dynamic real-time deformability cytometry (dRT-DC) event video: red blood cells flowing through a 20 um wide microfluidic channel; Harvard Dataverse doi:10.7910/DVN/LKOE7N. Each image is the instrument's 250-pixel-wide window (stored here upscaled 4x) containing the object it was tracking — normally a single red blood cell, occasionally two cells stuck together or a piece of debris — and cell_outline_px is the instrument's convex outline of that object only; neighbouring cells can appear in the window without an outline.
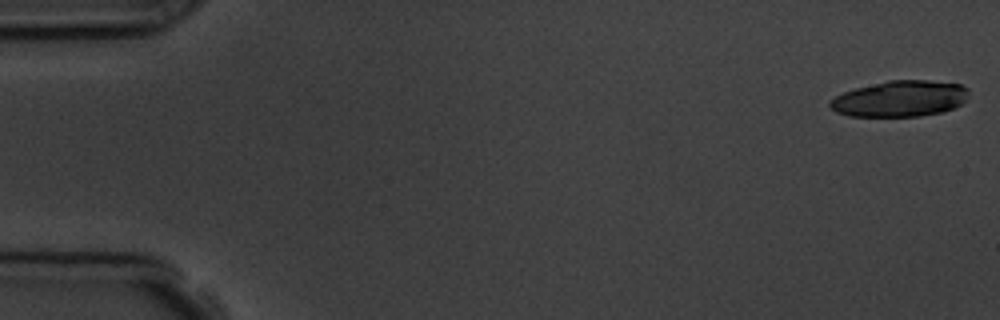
{"species": "common noctule bat (a hibernating species)", "species_latin": "Nyctalus noctula", "temperature_condition": "room temperature", "stored_images_in_passage": 4, "camera_frame_rate_fps": 3000, "um_per_image_px": 0.085, "animal": {"sex": "male", "body_mass_g": 19.5, "forearm_length_mm": 54.6}, "frame": {"image": 1, "passage_image": 1, "time_ms": 0.0, "image_size_px": [1000, 320], "cell_outline_px": [[968, 92], [964, 100], [960, 104], [952, 108], [940, 112], [920, 116], [848, 116], [836, 112], [828, 104], [828, 100], [844, 92], [856, 88], [888, 80], [928, 80], [960, 84], [968, 88]], "centroid_in_image_um": [76.47, 8.38], "position_along_channel_um": 8.5, "area_um2": 28.96}}